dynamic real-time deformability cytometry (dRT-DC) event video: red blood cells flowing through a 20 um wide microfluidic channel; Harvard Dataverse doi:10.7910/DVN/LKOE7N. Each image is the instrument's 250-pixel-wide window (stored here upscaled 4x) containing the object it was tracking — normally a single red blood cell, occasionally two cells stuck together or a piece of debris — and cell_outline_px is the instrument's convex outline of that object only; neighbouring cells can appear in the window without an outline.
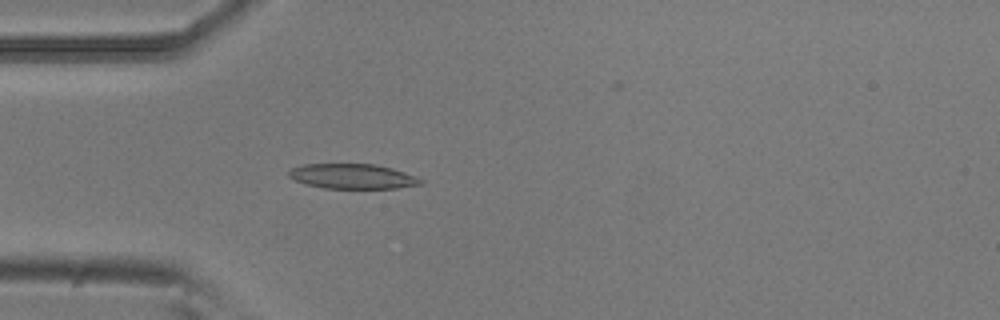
{"species": "common noctule bat (a hibernating species)", "species_latin": "Nyctalus noctula", "temperature_condition": "room temperature", "stored_images_in_passage": 39, "camera_frame_rate_fps": 3000, "um_per_image_px": 0.085, "animal": {"sex": "male", "body_mass_g": 20.5, "forearm_length_mm": 52.5}, "frame": {"image": 1, "passage_image": 1, "time_ms": 0.0, "image_size_px": [1000, 320], "cell_outline_px": [[424, 184], [396, 188], [324, 188], [308, 184], [296, 180], [288, 176], [288, 172], [292, 168], [304, 164], [376, 164], [392, 168], [404, 172], [424, 180]], "centroid_in_image_um": [30.0, 14.98], "position_along_channel_um": 55.0, "area_um2": 19.02}}
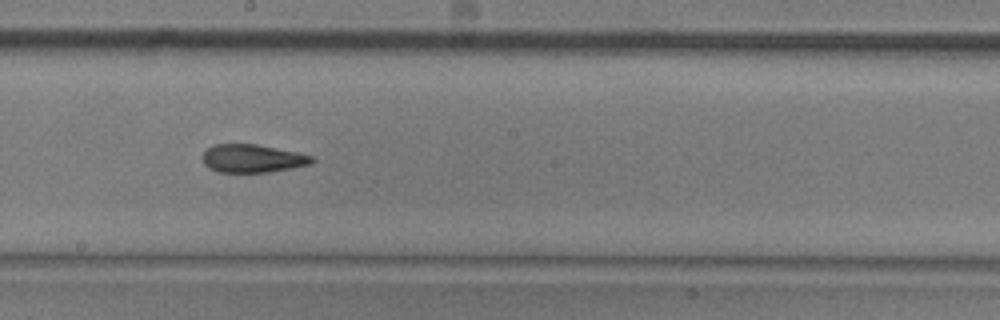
{"frame": {"image": 2, "passage_image": 15, "time_ms": 4.667, "image_size_px": [1000, 320], "cell_outline_px": [[316, 160], [312, 164], [292, 168], [268, 172], [216, 172], [208, 168], [204, 164], [200, 156], [212, 144], [256, 144], [296, 152], [312, 156]], "centroid_in_image_um": [21.43, 13.47], "position_along_channel_um": 226.8, "area_um2": 18.09}}
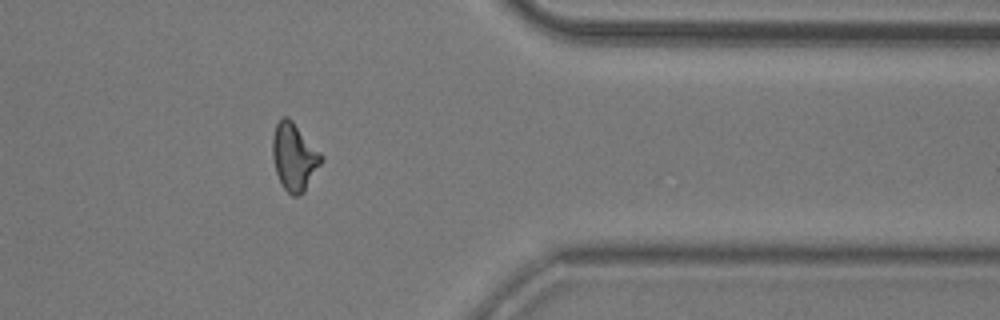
{"frame": {"image": 3, "passage_image": 29, "time_ms": 9.333, "image_size_px": [1000, 320], "cell_outline_px": [[324, 160], [304, 192], [300, 196], [292, 196], [284, 188], [276, 172], [272, 156], [272, 136], [276, 124], [284, 116], [288, 116], [292, 120], [324, 156]], "centroid_in_image_um": [25.02, 13.33], "position_along_channel_um": 386.4, "area_um2": 19.25}, "authors_computed_cell_mechanics": {"area_um2": 18.4382, "velocity_mm_per_s": 3.7659, "shape_relaxation_time_tau1_ms": 8.8591, "shape_relaxation_time_tau2_ms": 2.5024, "deformation_change_tau1": 0.2258, "deformation_change_tau2": 0.1128}}